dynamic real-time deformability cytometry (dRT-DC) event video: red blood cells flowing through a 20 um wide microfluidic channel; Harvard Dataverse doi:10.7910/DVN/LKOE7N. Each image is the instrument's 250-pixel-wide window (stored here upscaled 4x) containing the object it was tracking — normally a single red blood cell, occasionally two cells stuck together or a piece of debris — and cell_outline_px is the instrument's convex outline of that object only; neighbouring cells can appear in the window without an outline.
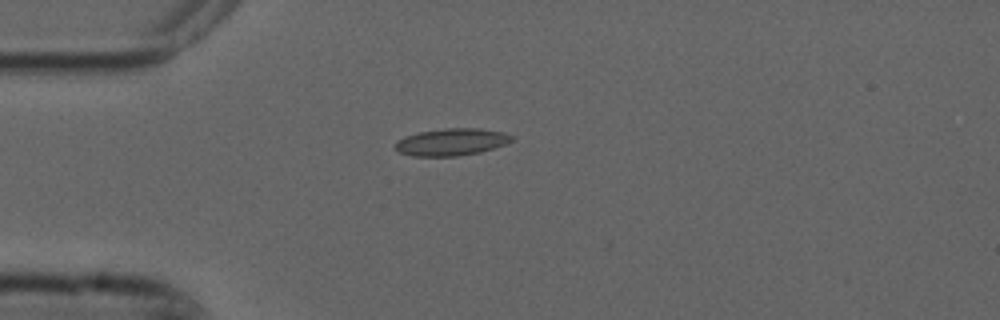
{"species": "common noctule bat (a hibernating species)", "species_latin": "Nyctalus noctula", "temperature_condition": "cold", "stored_images_in_passage": 4, "camera_frame_rate_fps": 3000, "um_per_image_px": 0.085, "animal": {"sex": "male", "forearm_length_mm": 52.5}, "frame": {"image": 1, "passage_image": 4, "time_ms": 1.0, "image_size_px": [1000, 320], "cell_outline_px": [[516, 136], [512, 140], [504, 144], [480, 152], [456, 156], [412, 156], [400, 152], [392, 148], [392, 144], [404, 136], [420, 132], [444, 128], [480, 128], [504, 132]], "centroid_in_image_um": [38.34, 12.06], "position_along_channel_um": 46.7, "area_um2": 18.55}}